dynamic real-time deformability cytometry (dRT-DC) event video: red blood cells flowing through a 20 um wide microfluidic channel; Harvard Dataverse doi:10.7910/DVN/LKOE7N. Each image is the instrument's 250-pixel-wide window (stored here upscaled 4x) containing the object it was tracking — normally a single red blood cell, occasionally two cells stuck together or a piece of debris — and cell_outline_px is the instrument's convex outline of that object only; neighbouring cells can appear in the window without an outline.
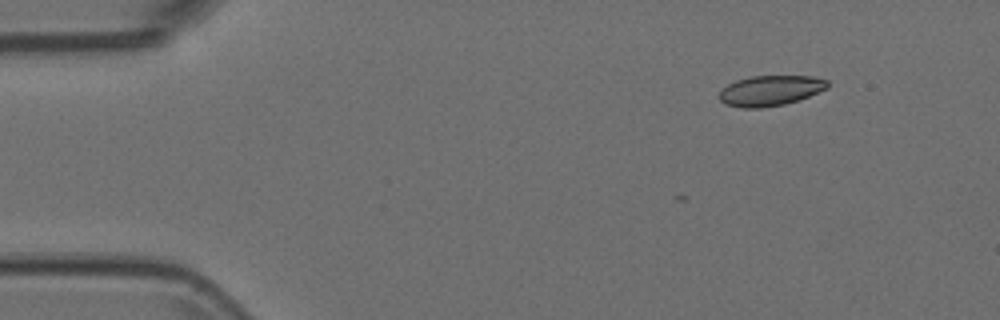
{"species": "Egyptian fruit bat (a non-hibernating species)", "species_latin": "Rousettus aegyptiacus", "temperature_condition": "room temperature", "stored_images_in_passage": 9, "camera_frame_rate_fps": 3000, "um_per_image_px": 0.085, "animal": {"sex": "female"}, "frame": {"image": 1, "passage_image": 1, "time_ms": 0.0, "image_size_px": [1000, 320], "cell_outline_px": [[828, 88], [800, 100], [784, 104], [760, 108], [740, 108], [724, 104], [720, 100], [720, 88], [736, 80], [752, 76], [816, 76], [828, 80]], "centroid_in_image_um": [65.48, 7.7], "position_along_channel_um": 19.5, "area_um2": 19.36}}